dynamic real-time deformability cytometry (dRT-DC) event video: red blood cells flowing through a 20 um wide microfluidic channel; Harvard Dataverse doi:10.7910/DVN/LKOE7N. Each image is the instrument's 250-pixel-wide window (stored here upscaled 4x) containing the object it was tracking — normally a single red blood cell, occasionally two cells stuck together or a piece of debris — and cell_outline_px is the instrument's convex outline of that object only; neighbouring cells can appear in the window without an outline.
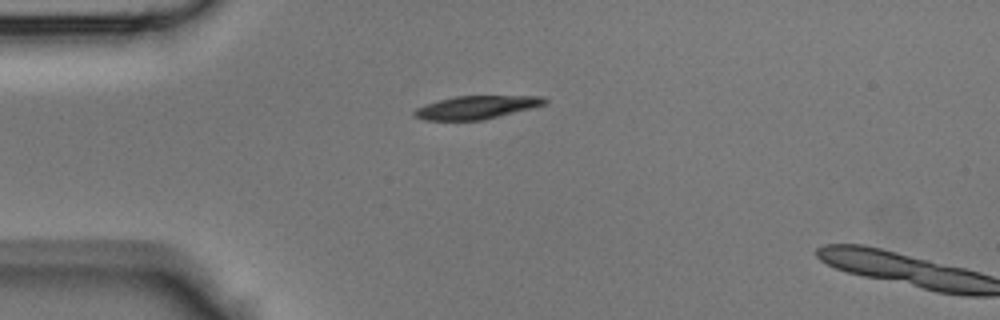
{"species": "Egyptian fruit bat (a non-hibernating species)", "species_latin": "Rousettus aegyptiacus", "temperature_condition": "room temperature", "stored_images_in_passage": 3, "camera_frame_rate_fps": 3000, "um_per_image_px": 0.085, "animal": {"sex": "male"}, "frame": {"image": 1, "passage_image": 1, "time_ms": 0.0, "image_size_px": [1000, 320], "cell_outline_px": [[548, 100], [544, 104], [484, 120], [424, 120], [412, 116], [412, 112], [416, 108], [440, 100], [456, 96], [544, 96]], "centroid_in_image_um": [40.46, 9.13], "position_along_channel_um": 44.5, "area_um2": 17.34}}